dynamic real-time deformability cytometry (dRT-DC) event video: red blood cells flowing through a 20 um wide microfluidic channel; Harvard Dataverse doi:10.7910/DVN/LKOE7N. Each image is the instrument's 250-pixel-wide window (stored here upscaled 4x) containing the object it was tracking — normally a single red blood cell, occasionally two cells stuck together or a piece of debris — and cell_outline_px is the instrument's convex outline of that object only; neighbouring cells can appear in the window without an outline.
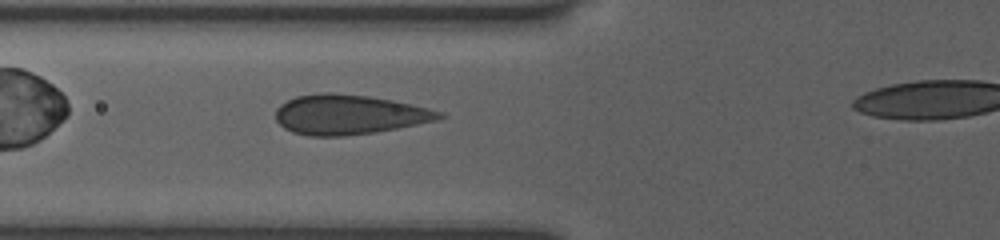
{"species": "human", "species_latin": "Homo sapiens", "temperature_condition": "room temperature", "stored_images_in_passage": 37, "camera_frame_rate_fps": 3000, "um_per_image_px": 0.085, "donor": {"sex": "female"}, "frame": {"image": 1, "passage_image": 10, "time_ms": 3.0, "image_size_px": [1000, 240], "cell_outline_px": [[444, 116], [436, 120], [376, 132], [344, 136], [308, 136], [292, 132], [284, 128], [276, 120], [276, 108], [280, 104], [296, 96], [320, 92], [332, 92], [368, 96], [392, 100], [428, 108], [444, 112]], "centroid_in_image_um": [29.62, 9.73], "position_along_channel_um": 96.2, "area_um2": 37.86}}
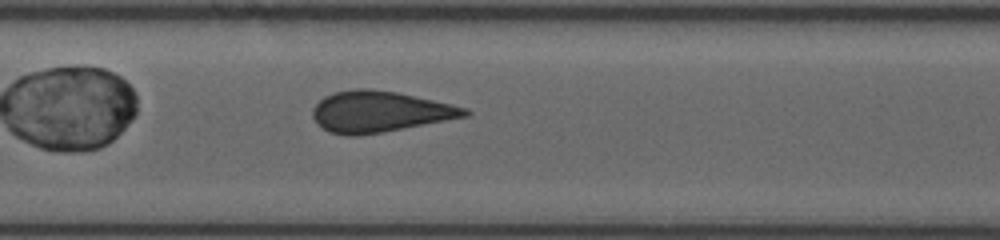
{"frame": {"image": 2, "passage_image": 16, "time_ms": 5.0, "image_size_px": [1000, 240], "cell_outline_px": [[472, 112], [468, 116], [380, 132], [356, 136], [348, 136], [328, 132], [316, 124], [312, 116], [312, 108], [324, 96], [332, 92], [356, 88], [368, 88], [396, 92], [452, 104], [468, 108]], "centroid_in_image_um": [32.22, 9.48], "position_along_channel_um": 175.2, "area_um2": 36.36}}
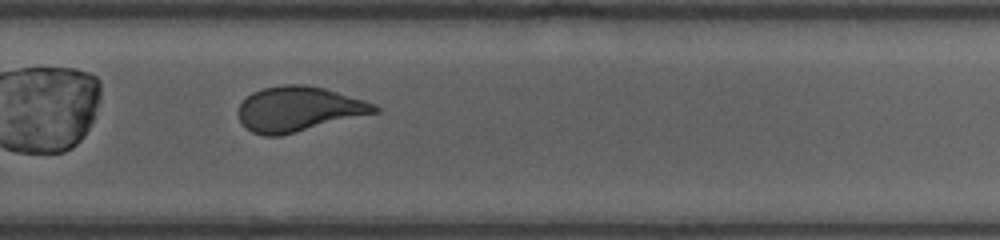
{"frame": {"image": 3, "passage_image": 26, "time_ms": 8.333, "image_size_px": [1000, 240], "cell_outline_px": [[380, 112], [280, 136], [264, 136], [252, 132], [240, 120], [236, 112], [240, 104], [252, 92], [264, 88], [288, 84], [304, 84], [324, 88], [364, 100], [376, 104], [380, 108]], "centroid_in_image_um": [25.4, 9.27], "position_along_channel_um": 304.4, "area_um2": 35.66}}